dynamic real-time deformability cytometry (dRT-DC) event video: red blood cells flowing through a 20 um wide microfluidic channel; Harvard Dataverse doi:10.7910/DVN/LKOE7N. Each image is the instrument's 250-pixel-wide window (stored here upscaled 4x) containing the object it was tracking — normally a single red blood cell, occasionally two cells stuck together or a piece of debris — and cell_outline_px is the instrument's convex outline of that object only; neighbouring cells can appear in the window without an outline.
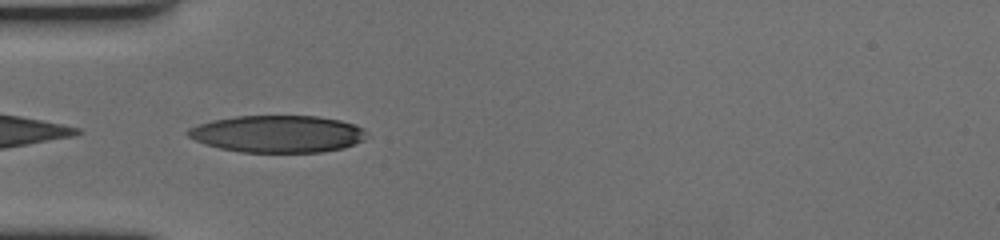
{"species": "human", "species_latin": "Homo sapiens", "temperature_condition": "cold", "stored_images_in_passage": 15, "camera_frame_rate_fps": 3000, "um_per_image_px": 0.085, "donor": {"sex": "female"}, "frame": {"image": 1, "passage_image": 1, "time_ms": 0.0, "image_size_px": [1000, 240], "cell_outline_px": [[368, 132], [364, 140], [344, 148], [324, 152], [240, 152], [220, 148], [204, 144], [188, 136], [184, 132], [188, 128], [212, 120], [236, 116], [320, 116], [340, 120], [356, 124], [364, 128]], "centroid_in_image_um": [23.63, 11.38], "position_along_channel_um": 61.4, "area_um2": 38.96}}
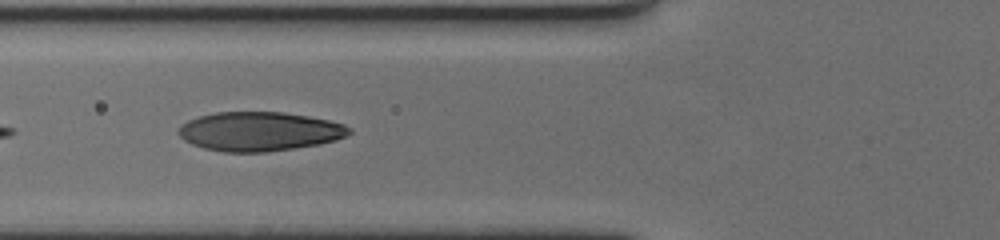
{"frame": {"image": 2, "passage_image": 5, "time_ms": 1.333, "image_size_px": [1000, 240], "cell_outline_px": [[352, 132], [336, 140], [320, 144], [268, 152], [224, 152], [204, 148], [192, 144], [184, 140], [176, 132], [180, 124], [188, 120], [200, 116], [216, 112], [284, 112], [308, 116], [328, 120], [344, 124], [352, 128]], "centroid_in_image_um": [22.04, 11.17], "position_along_channel_um": 103.8, "area_um2": 39.07}}
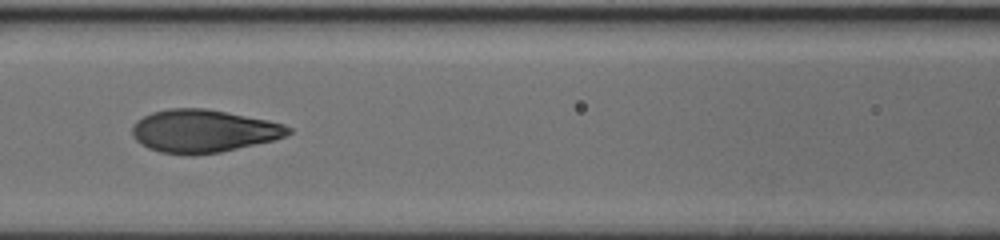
{"frame": {"image": 3, "passage_image": 9, "time_ms": 2.667, "image_size_px": [1000, 240], "cell_outline_px": [[292, 132], [284, 136], [272, 140], [220, 152], [192, 156], [160, 152], [148, 148], [140, 144], [132, 136], [132, 124], [136, 120], [152, 112], [168, 108], [204, 108], [268, 120], [284, 124], [292, 128]], "centroid_in_image_um": [17.24, 11.14], "position_along_channel_um": 149.4, "area_um2": 39.02}}